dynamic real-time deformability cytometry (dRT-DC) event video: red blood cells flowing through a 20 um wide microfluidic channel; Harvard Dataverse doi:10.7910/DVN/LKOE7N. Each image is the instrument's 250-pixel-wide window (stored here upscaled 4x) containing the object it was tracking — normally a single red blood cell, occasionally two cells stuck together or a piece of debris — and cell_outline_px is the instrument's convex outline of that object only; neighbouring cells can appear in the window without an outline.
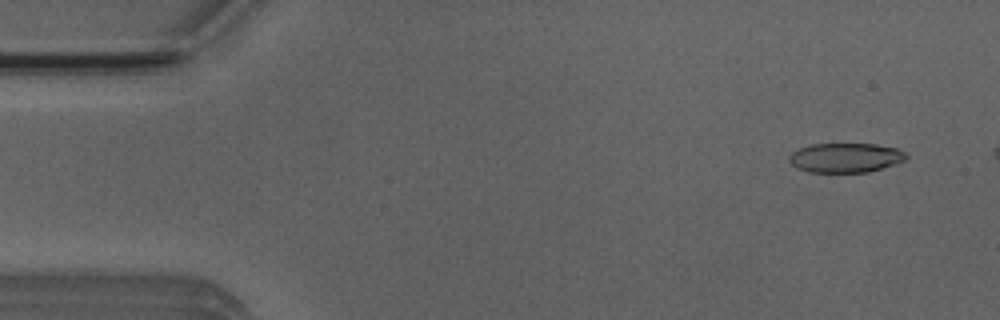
{"species": "Egyptian fruit bat (a non-hibernating species)", "species_latin": "Rousettus aegyptiacus", "temperature_condition": "room temperature", "stored_images_in_passage": 4, "camera_frame_rate_fps": 3000, "um_per_image_px": 0.085, "animal": {"sex": "male"}, "frame": {"image": 1, "passage_image": 1, "time_ms": 0.0, "image_size_px": [1000, 320], "cell_outline_px": [[908, 156], [904, 160], [868, 172], [808, 172], [792, 164], [788, 160], [788, 156], [792, 152], [800, 148], [812, 144], [876, 144], [896, 148], [904, 152]], "centroid_in_image_um": [71.84, 13.4], "position_along_channel_um": 13.2, "area_um2": 19.83}}